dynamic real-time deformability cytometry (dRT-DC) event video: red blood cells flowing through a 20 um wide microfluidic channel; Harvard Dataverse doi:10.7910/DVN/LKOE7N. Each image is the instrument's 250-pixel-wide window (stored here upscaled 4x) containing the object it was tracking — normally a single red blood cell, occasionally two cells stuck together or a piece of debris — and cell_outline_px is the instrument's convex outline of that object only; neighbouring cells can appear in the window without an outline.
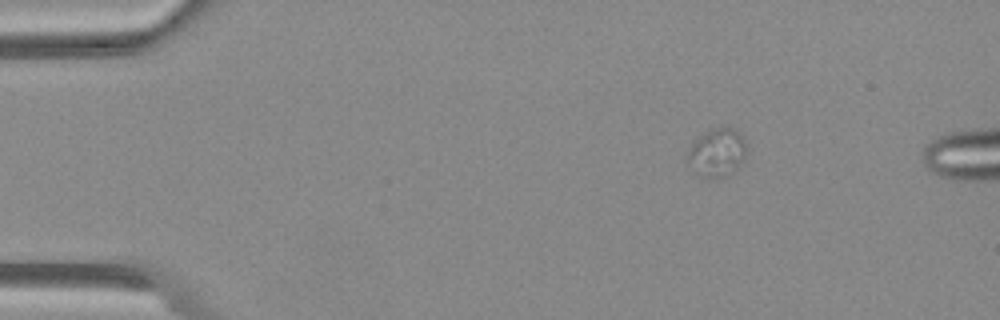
{"species": "Egyptian fruit bat (a non-hibernating species)", "species_latin": "Rousettus aegyptiacus", "temperature_condition": "warm", "stored_images_in_passage": 42, "camera_frame_rate_fps": 3000, "um_per_image_px": 0.085, "animal": {"sex": "female"}, "frame": {"image": 1, "passage_image": 1, "time_ms": 0.0, "image_size_px": [1000, 320], "cell_outline_px": [[744, 152], [736, 168], [732, 172], [724, 176], [704, 176], [688, 156], [688, 148], [700, 136], [712, 128], [728, 128], [736, 132], [744, 140]], "centroid_in_image_um": [60.96, 12.91], "position_along_channel_um": 24.0, "area_um2": 14.91}}